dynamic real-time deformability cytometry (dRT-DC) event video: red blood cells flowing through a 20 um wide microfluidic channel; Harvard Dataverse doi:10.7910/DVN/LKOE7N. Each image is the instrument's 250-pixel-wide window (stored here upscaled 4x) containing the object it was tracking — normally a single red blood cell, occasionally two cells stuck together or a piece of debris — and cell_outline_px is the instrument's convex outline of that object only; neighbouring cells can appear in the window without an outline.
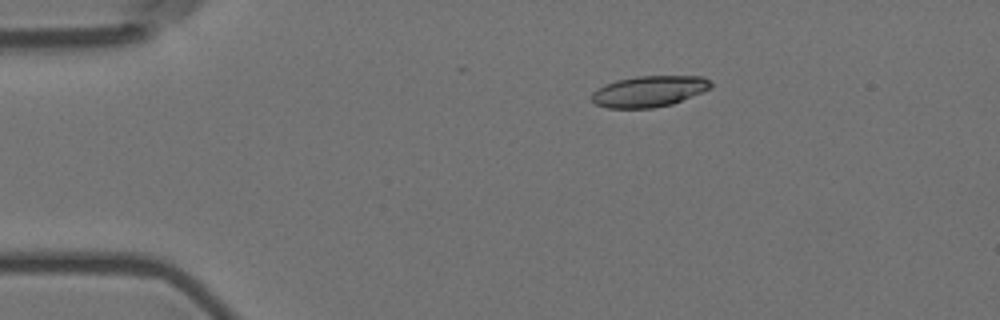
{"species": "Egyptian fruit bat (a non-hibernating species)", "species_latin": "Rousettus aegyptiacus", "temperature_condition": "room temperature", "stored_images_in_passage": 17, "camera_frame_rate_fps": 3000, "um_per_image_px": 0.085, "animal": {"sex": "female"}, "frame": {"image": 1, "passage_image": 11, "time_ms": 3.333, "image_size_px": [1000, 320], "cell_outline_px": [[712, 88], [672, 104], [652, 108], [608, 108], [596, 104], [592, 100], [592, 92], [596, 88], [604, 84], [616, 80], [636, 76], [704, 76], [712, 84]], "centroid_in_image_um": [55.15, 7.75], "position_along_channel_um": 29.8, "area_um2": 21.62}}